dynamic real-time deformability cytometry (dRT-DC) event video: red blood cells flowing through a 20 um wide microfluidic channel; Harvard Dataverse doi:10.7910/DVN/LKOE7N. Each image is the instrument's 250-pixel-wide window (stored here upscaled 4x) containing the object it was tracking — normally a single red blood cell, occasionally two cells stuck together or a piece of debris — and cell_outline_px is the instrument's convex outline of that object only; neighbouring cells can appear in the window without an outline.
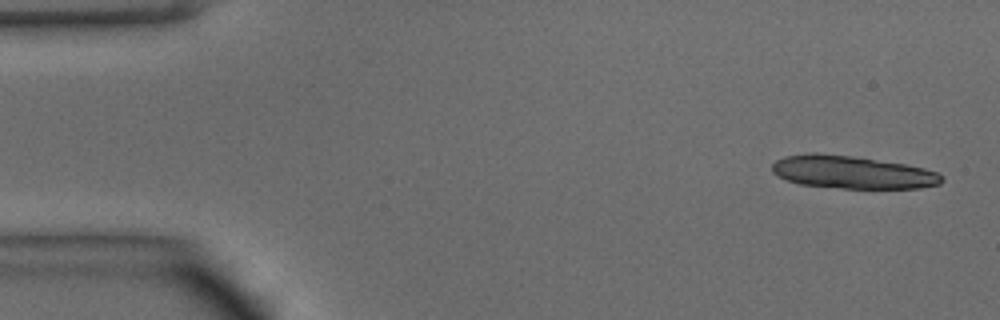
{"species": "common noctule bat (a hibernating species)", "species_latin": "Nyctalus noctula", "temperature_condition": "warm", "stored_images_in_passage": 7, "camera_frame_rate_fps": 3000, "um_per_image_px": 0.085, "animal": {"sex": "male", "body_mass_g": 15.6}, "frame": {"image": 1, "passage_image": 1, "time_ms": 0.0, "image_size_px": [1000, 320], "cell_outline_px": [[944, 180], [940, 184], [920, 188], [844, 188], [800, 184], [788, 180], [772, 172], [772, 164], [776, 160], [784, 156], [812, 152], [816, 152], [852, 156], [904, 164], [924, 168], [936, 172], [944, 176]], "centroid_in_image_um": [72.45, 14.63], "position_along_channel_um": 12.6, "area_um2": 32.31}}